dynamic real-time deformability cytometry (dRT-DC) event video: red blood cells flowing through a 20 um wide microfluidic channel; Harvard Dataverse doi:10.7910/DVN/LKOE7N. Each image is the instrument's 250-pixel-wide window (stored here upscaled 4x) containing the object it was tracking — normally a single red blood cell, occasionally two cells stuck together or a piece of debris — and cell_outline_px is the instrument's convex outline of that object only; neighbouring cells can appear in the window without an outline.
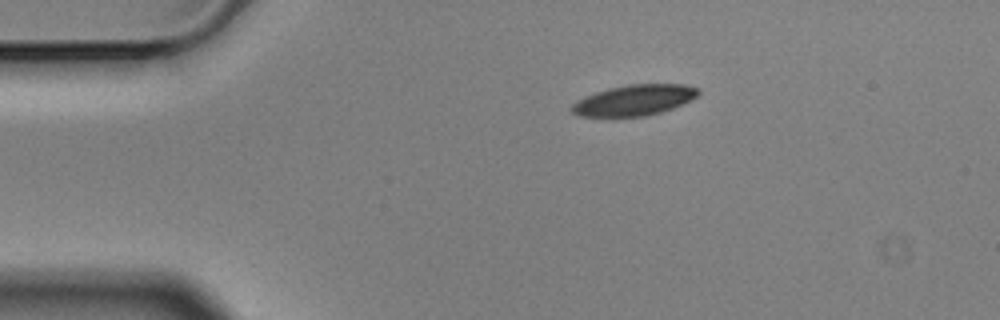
{"species": "Egyptian fruit bat (a non-hibernating species)", "species_latin": "Rousettus aegyptiacus", "temperature_condition": "cold", "stored_images_in_passage": 2, "camera_frame_rate_fps": 3000, "um_per_image_px": 0.085, "animal": {"sex": "male"}, "frame": {"image": 1, "passage_image": 1, "time_ms": 0.0, "image_size_px": [1000, 320], "cell_outline_px": [[700, 92], [692, 100], [672, 108], [648, 116], [576, 116], [568, 108], [572, 104], [596, 92], [608, 88], [628, 84], [684, 84], [700, 88]], "centroid_in_image_um": [53.93, 8.51], "position_along_channel_um": 31.1, "area_um2": 22.6}}